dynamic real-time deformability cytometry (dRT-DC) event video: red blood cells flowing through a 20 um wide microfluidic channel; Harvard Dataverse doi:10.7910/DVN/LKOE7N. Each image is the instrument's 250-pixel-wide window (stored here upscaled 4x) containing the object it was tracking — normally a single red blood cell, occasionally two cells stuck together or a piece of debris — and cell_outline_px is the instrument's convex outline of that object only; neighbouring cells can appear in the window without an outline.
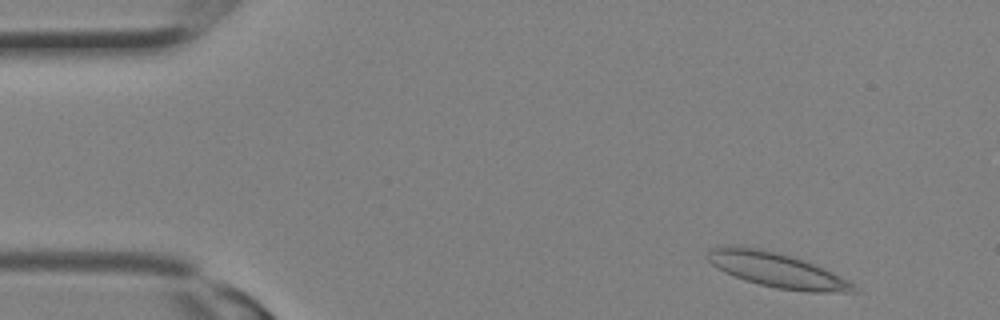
{"species": "Egyptian fruit bat (a non-hibernating species)", "species_latin": "Rousettus aegyptiacus", "temperature_condition": "room temperature", "stored_images_in_passage": 11, "camera_frame_rate_fps": 3000, "um_per_image_px": 0.085, "animal": {"sex": "female"}, "frame": {"image": 1, "passage_image": 2, "time_ms": 0.333, "image_size_px": [1000, 320], "cell_outline_px": [[860, 288], [856, 292], [808, 292], [776, 288], [760, 284], [736, 276], [712, 264], [708, 260], [708, 252], [716, 244], [732, 244], [760, 248], [780, 252], [808, 260], [856, 284]], "centroid_in_image_um": [66.09, 22.92], "position_along_channel_um": 18.9, "area_um2": 29.88}}
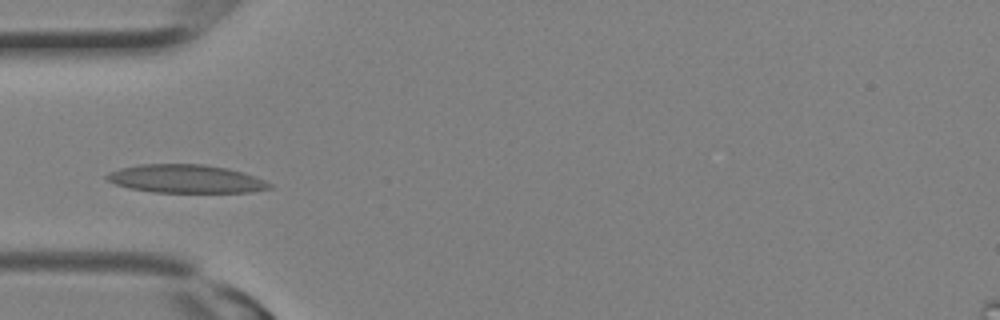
{"frame": {"image": 2, "passage_image": 8, "time_ms": 2.333, "image_size_px": [1000, 320], "cell_outline_px": [[272, 188], [248, 192], [152, 192], [128, 188], [116, 184], [108, 180], [104, 176], [108, 172], [120, 168], [140, 164], [204, 164], [228, 168], [264, 180], [272, 184]], "centroid_in_image_um": [15.75, 15.2], "position_along_channel_um": 69.2, "area_um2": 26.7}}
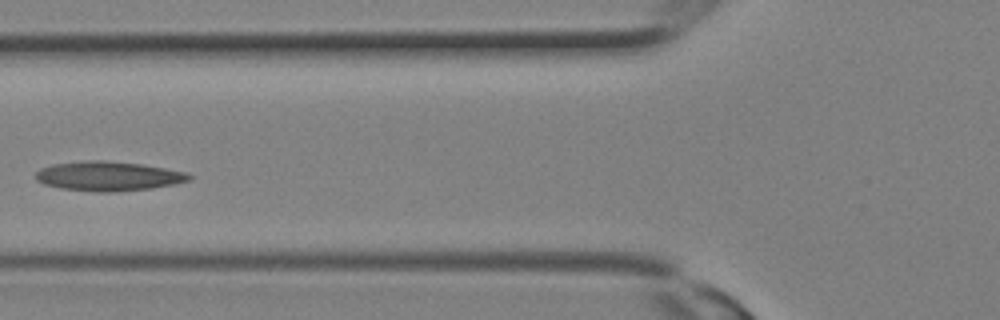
{"frame": {"image": 3, "passage_image": 10, "time_ms": 3.0, "image_size_px": [1000, 320], "cell_outline_px": [[192, 180], [152, 188], [112, 192], [96, 192], [60, 188], [44, 184], [36, 180], [36, 172], [40, 168], [52, 164], [84, 160], [104, 160], [144, 164], [184, 172], [192, 176]], "centroid_in_image_um": [9.18, 14.96], "position_along_channel_um": 116.6, "area_um2": 26.41}}